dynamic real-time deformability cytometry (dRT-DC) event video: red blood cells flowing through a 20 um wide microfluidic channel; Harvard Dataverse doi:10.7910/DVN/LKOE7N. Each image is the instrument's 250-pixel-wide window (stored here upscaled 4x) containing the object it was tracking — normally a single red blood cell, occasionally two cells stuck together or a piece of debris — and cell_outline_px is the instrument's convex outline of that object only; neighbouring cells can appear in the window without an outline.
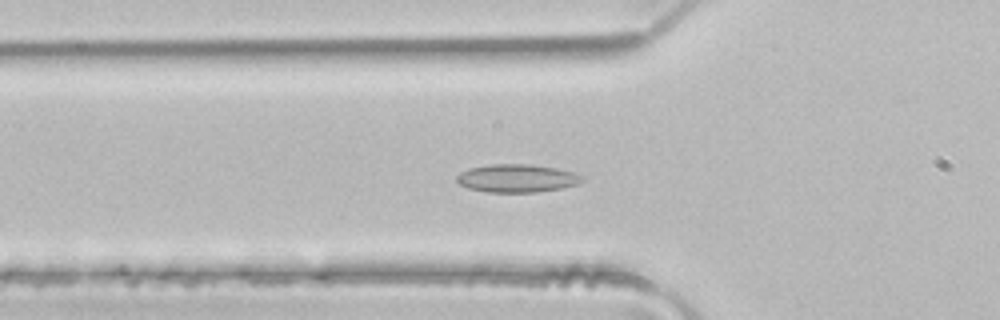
{"species": "common noctule bat (a hibernating species)", "species_latin": "Nyctalus noctula", "temperature_condition": "room temperature", "stored_images_in_passage": 46, "camera_frame_rate_fps": 3000, "um_per_image_px": 0.085, "animal": {"sex": "male", "body_mass_g": 21.5, "forearm_length_mm": 52.0}, "frame": {"image": 1, "passage_image": 13, "time_ms": 4.0, "image_size_px": [1000, 320], "cell_outline_px": [[584, 180], [576, 184], [560, 188], [536, 192], [488, 192], [468, 188], [460, 184], [456, 180], [456, 176], [460, 172], [468, 168], [492, 164], [532, 164], [556, 168], [572, 172], [584, 176]], "centroid_in_image_um": [43.92, 15.14], "position_along_channel_um": 81.9, "area_um2": 20.46}}
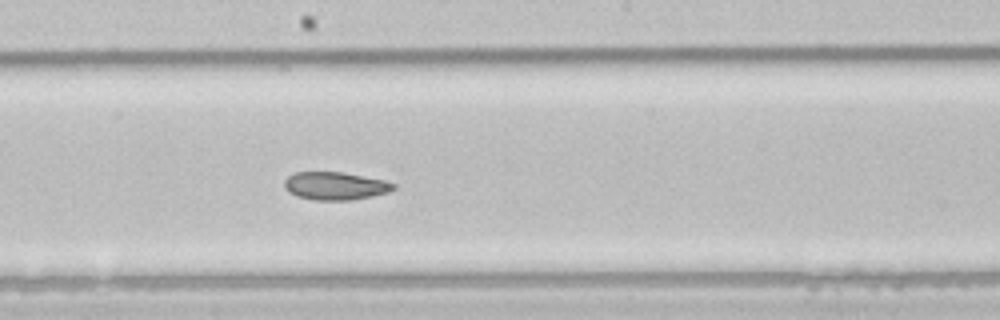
{"frame": {"image": 2, "passage_image": 23, "time_ms": 7.333, "image_size_px": [1000, 320], "cell_outline_px": [[396, 188], [388, 192], [352, 200], [316, 200], [296, 196], [288, 192], [284, 188], [284, 180], [292, 172], [344, 172], [384, 180], [396, 184]], "centroid_in_image_um": [28.47, 15.79], "position_along_channel_um": 219.7, "area_um2": 17.86}}
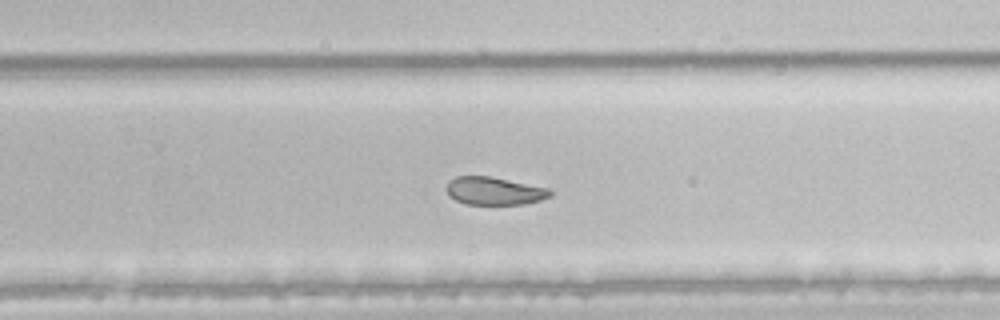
{"frame": {"image": 3, "passage_image": 28, "time_ms": 9.0, "image_size_px": [1000, 320], "cell_outline_px": [[552, 196], [540, 200], [524, 204], [464, 204], [448, 196], [444, 188], [448, 180], [456, 176], [492, 176], [548, 188], [552, 192]], "centroid_in_image_um": [41.96, 16.22], "position_along_channel_um": 287.8, "area_um2": 17.11}, "authors_computed_cell_mechanics": {"area_um2": 20.808, "velocity_mm_per_s": 4.1163, "shape_relaxation_time_tau1_ms": null, "shape_relaxation_time_tau2_ms": 2.6118, "deformation_change_tau1": null, "deformation_change_tau2": 0.0652}}